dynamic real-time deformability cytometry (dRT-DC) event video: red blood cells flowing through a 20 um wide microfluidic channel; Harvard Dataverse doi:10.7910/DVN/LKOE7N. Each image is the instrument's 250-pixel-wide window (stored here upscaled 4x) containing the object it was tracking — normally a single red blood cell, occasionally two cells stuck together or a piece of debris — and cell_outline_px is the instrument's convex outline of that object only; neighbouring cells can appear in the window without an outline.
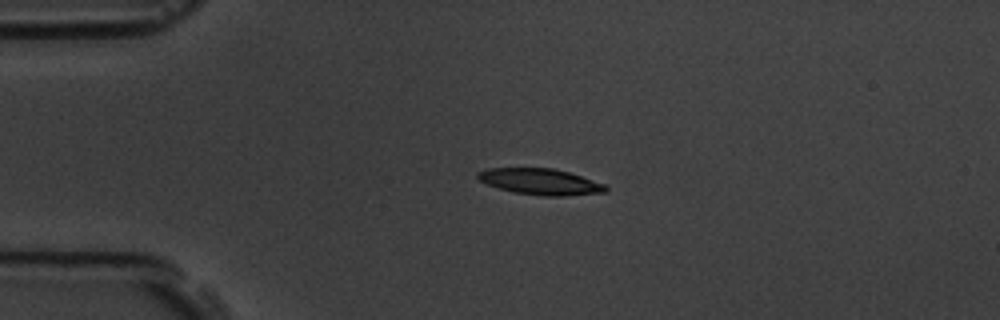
{"species": "common noctule bat (a hibernating species)", "species_latin": "Nyctalus noctula", "temperature_condition": "room temperature", "stored_images_in_passage": 44, "camera_frame_rate_fps": 3000, "um_per_image_px": 0.085, "animal": {"sex": "male", "body_mass_g": 19.5, "forearm_length_mm": 54.6}, "frame": {"image": 1, "passage_image": 1, "time_ms": 0.0, "image_size_px": [1000, 320], "cell_outline_px": [[608, 192], [564, 196], [544, 196], [512, 192], [488, 184], [480, 180], [476, 176], [476, 172], [488, 168], [552, 168], [568, 172], [604, 184], [608, 188]], "centroid_in_image_um": [45.92, 15.44], "position_along_channel_um": 39.1, "area_um2": 19.36}}
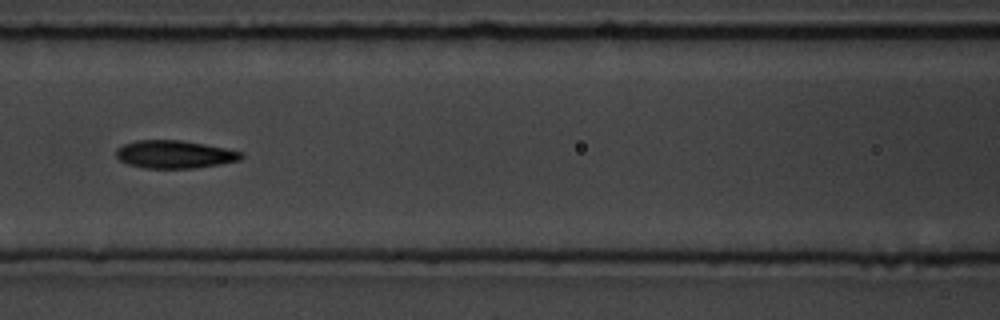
{"frame": {"image": 2, "passage_image": 13, "time_ms": 4.0, "image_size_px": [1000, 320], "cell_outline_px": [[244, 156], [240, 160], [220, 164], [192, 168], [144, 168], [128, 164], [120, 160], [116, 156], [116, 148], [124, 144], [136, 140], [180, 140], [204, 144], [244, 152]], "centroid_in_image_um": [14.83, 13.12], "position_along_channel_um": 151.8, "area_um2": 20.29}}
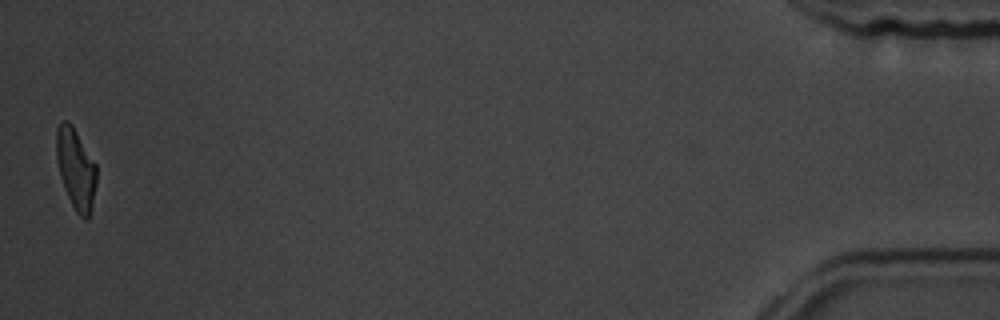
{"frame": {"image": 3, "passage_image": 44, "time_ms": 14.333, "image_size_px": [1000, 320], "cell_outline_px": [[96, 184], [88, 220], [84, 220], [76, 212], [64, 188], [60, 176], [56, 160], [56, 128], [64, 120], [68, 120], [72, 124], [96, 164]], "centroid_in_image_um": [6.43, 14.33], "position_along_channel_um": 428.8, "area_um2": 18.84}, "authors_computed_cell_mechanics": {"area_um2": 19.7676, "velocity_mm_per_s": 3.606, "shape_relaxation_time_tau1_ms": 3.1656, "shape_relaxation_time_tau2_ms": 3.7424, "deformation_change_tau1": 0.1425, "deformation_change_tau2": 0.1272}}